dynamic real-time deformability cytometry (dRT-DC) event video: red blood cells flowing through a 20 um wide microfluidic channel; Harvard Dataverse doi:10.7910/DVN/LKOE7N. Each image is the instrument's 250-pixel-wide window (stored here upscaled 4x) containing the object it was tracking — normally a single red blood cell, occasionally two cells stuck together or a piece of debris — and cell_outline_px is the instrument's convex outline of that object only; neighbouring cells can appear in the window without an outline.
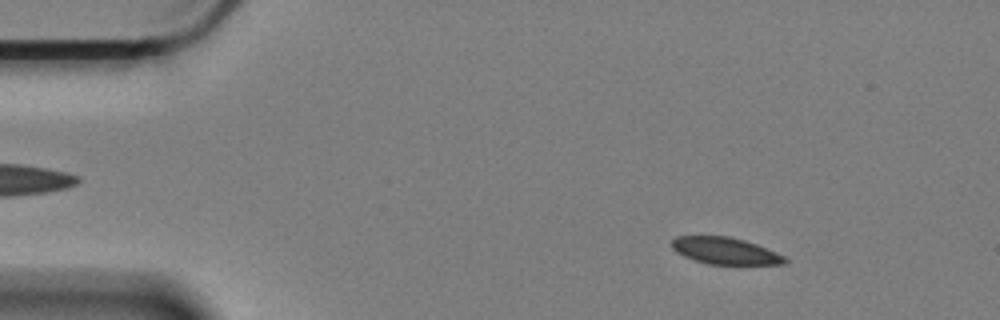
{"species": "Egyptian fruit bat (a non-hibernating species)", "species_latin": "Rousettus aegyptiacus", "temperature_condition": "cold", "stored_images_in_passage": 60, "camera_frame_rate_fps": 3000, "um_per_image_px": 0.085, "animal": {"sex": "female"}, "frame": {"image": 1, "passage_image": 8, "time_ms": 2.333, "image_size_px": [1000, 320], "cell_outline_px": [[788, 260], [784, 264], [736, 268], [708, 264], [684, 256], [676, 252], [672, 248], [672, 240], [676, 236], [728, 236], [744, 240], [756, 244], [776, 252], [784, 256]], "centroid_in_image_um": [61.72, 21.39], "position_along_channel_um": 23.3, "area_um2": 18.61}}
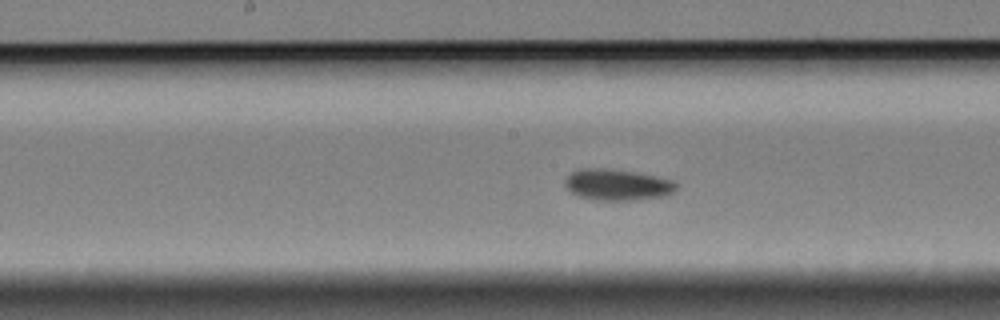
{"frame": {"image": 2, "passage_image": 30, "time_ms": 9.667, "image_size_px": [1000, 320], "cell_outline_px": [[676, 188], [668, 196], [632, 200], [596, 200], [576, 196], [564, 184], [564, 180], [572, 172], [580, 168], [604, 168], [636, 172], [672, 180], [676, 184]], "centroid_in_image_um": [52.45, 15.71], "position_along_channel_um": 195.8, "area_um2": 20.23}}
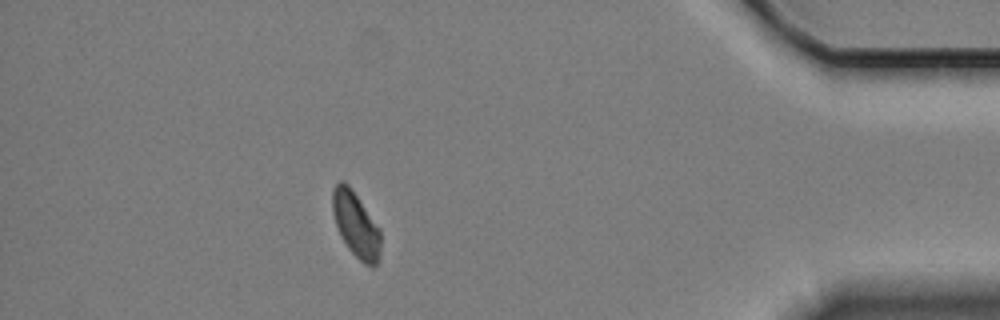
{"frame": {"image": 3, "passage_image": 53, "time_ms": 17.333, "image_size_px": [1000, 320], "cell_outline_px": [[380, 260], [372, 268], [364, 264], [348, 248], [340, 236], [332, 212], [332, 192], [336, 184], [340, 180], [344, 180], [352, 188], [380, 228]], "centroid_in_image_um": [30.25, 19.09], "position_along_channel_um": 404.9, "area_um2": 18.55}, "authors_computed_cell_mechanics": {"area_um2": 19.0451, "velocity_mm_per_s": 3.3166, "shape_relaxation_time_tau1_ms": 3.6248, "shape_relaxation_time_tau2_ms": null, "deformation_change_tau1": 0.0903, "deformation_change_tau2": null}}